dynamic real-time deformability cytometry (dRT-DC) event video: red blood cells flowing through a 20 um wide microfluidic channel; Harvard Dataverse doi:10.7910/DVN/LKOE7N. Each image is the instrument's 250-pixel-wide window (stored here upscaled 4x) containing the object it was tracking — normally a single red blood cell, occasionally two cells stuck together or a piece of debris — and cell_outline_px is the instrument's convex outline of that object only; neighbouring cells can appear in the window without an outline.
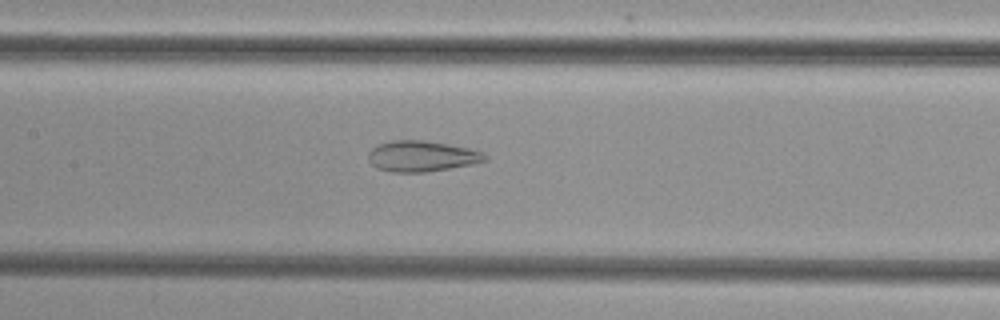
{"species": "common noctule bat (a hibernating species)", "species_latin": "Nyctalus noctula", "temperature_condition": "cold", "stored_images_in_passage": 52, "camera_frame_rate_fps": 3000, "um_per_image_px": 0.085, "animal": {"sex": "female", "body_mass_g": 29.2, "forearm_length_mm": 56.3}, "frame": {"image": 1, "passage_image": 25, "time_ms": 8.0, "image_size_px": [1000, 320], "cell_outline_px": [[488, 160], [472, 164], [424, 172], [392, 172], [376, 168], [368, 160], [368, 152], [372, 148], [380, 144], [392, 140], [424, 140], [448, 144], [468, 148], [484, 152], [488, 156]], "centroid_in_image_um": [35.85, 13.27], "position_along_channel_um": 171.6, "area_um2": 20.92}}
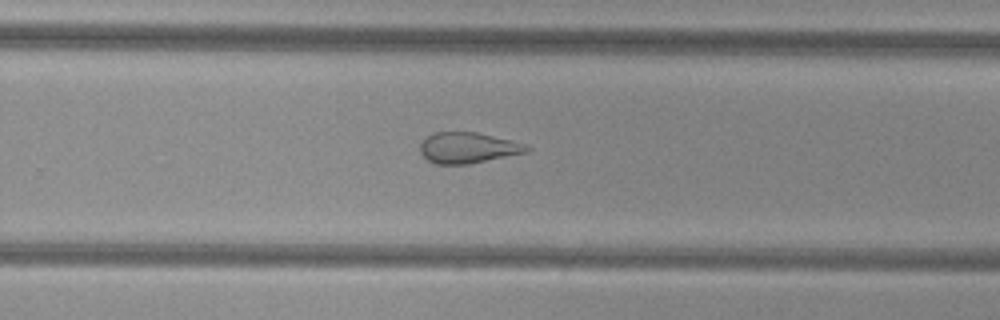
{"frame": {"image": 2, "passage_image": 34, "time_ms": 11.0, "image_size_px": [1000, 320], "cell_outline_px": [[532, 148], [528, 152], [468, 164], [436, 164], [428, 160], [420, 152], [420, 140], [436, 132], [476, 132], [512, 140], [524, 144]], "centroid_in_image_um": [39.77, 12.56], "position_along_channel_um": 290.0, "area_um2": 19.13}}
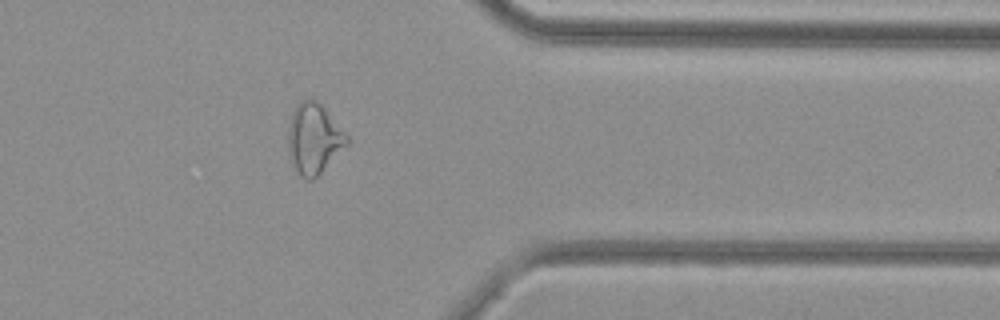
{"frame": {"image": 3, "passage_image": 42, "time_ms": 13.667, "image_size_px": [1000, 320], "cell_outline_px": [[348, 144], [312, 180], [308, 180], [300, 176], [288, 152], [288, 128], [292, 112], [296, 104], [300, 100], [316, 100], [324, 108], [348, 136]], "centroid_in_image_um": [26.66, 11.77], "position_along_channel_um": 384.7, "area_um2": 23.58}}